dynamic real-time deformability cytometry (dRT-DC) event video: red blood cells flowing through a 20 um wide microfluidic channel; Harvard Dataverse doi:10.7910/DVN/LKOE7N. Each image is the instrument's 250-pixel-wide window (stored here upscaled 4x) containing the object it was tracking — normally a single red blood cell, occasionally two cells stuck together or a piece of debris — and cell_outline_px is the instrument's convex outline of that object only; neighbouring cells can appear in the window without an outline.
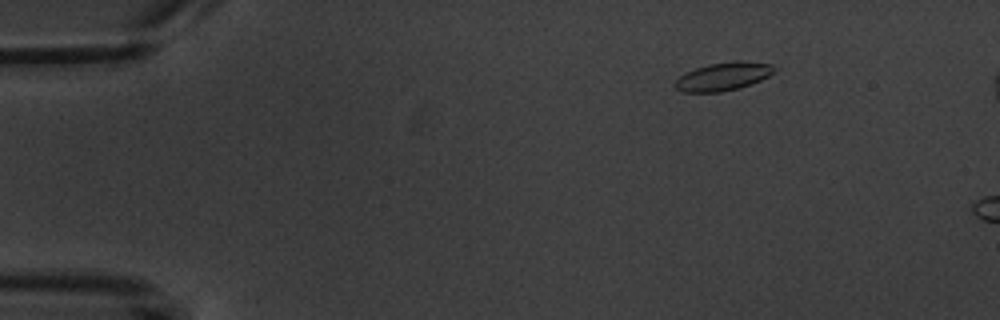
{"species": "common noctule bat (a hibernating species)", "species_latin": "Nyctalus noctula", "temperature_condition": "warm", "stored_images_in_passage": 5, "camera_frame_rate_fps": 3000, "um_per_image_px": 0.085, "animal": {"sex": "male", "body_mass_g": 20.1, "forearm_length_mm": 53.5}, "frame": {"image": 1, "passage_image": 3, "time_ms": 2.0, "image_size_px": [1000, 320], "cell_outline_px": [[776, 68], [768, 76], [760, 80], [736, 88], [720, 92], [684, 92], [676, 88], [672, 84], [684, 72], [708, 64], [736, 60], [744, 60], [772, 64]], "centroid_in_image_um": [61.44, 6.48], "position_along_channel_um": 23.6, "area_um2": 16.24}}